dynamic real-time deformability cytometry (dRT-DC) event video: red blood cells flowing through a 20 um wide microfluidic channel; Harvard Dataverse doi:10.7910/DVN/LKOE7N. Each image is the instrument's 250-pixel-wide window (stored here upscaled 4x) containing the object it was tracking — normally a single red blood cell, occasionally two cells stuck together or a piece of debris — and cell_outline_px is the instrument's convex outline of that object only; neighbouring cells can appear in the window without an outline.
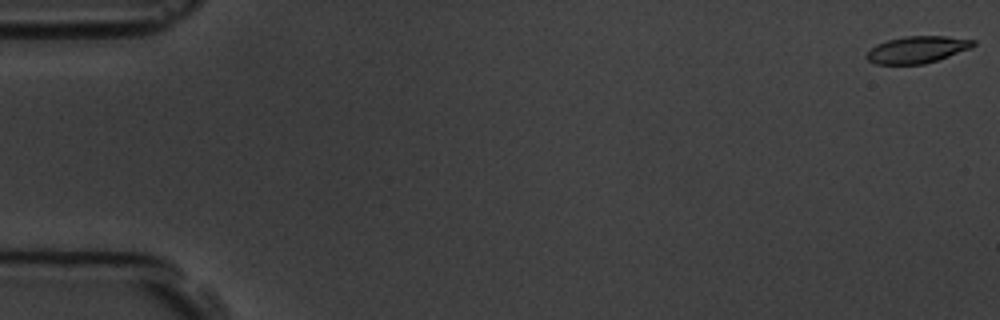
{"species": "common noctule bat (a hibernating species)", "species_latin": "Nyctalus noctula", "temperature_condition": "room temperature", "stored_images_in_passage": 5, "camera_frame_rate_fps": 3000, "um_per_image_px": 0.085, "animal": {"sex": "male", "body_mass_g": 19.5, "forearm_length_mm": 54.6}, "frame": {"image": 1, "passage_image": 1, "time_ms": 0.0, "image_size_px": [1000, 320], "cell_outline_px": [[976, 44], [972, 48], [924, 64], [876, 64], [868, 60], [864, 56], [876, 44], [888, 40], [904, 36], [944, 36], [976, 40]], "centroid_in_image_um": [77.97, 4.21], "position_along_channel_um": 7.0, "area_um2": 16.65}}
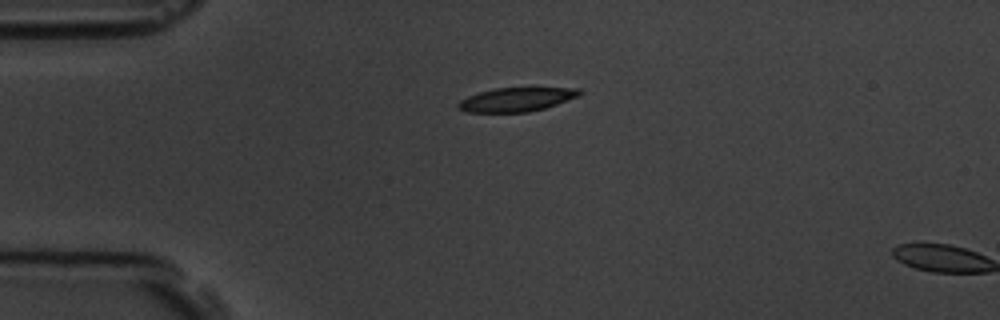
{"frame": {"image": 2, "passage_image": 4, "time_ms": 4.333, "image_size_px": [1000, 320], "cell_outline_px": [[584, 92], [580, 96], [544, 108], [528, 112], [468, 112], [456, 108], [456, 104], [460, 100], [468, 96], [480, 92], [496, 88], [580, 88]], "centroid_in_image_um": [43.91, 8.46], "position_along_channel_um": 41.1, "area_um2": 16.88}}